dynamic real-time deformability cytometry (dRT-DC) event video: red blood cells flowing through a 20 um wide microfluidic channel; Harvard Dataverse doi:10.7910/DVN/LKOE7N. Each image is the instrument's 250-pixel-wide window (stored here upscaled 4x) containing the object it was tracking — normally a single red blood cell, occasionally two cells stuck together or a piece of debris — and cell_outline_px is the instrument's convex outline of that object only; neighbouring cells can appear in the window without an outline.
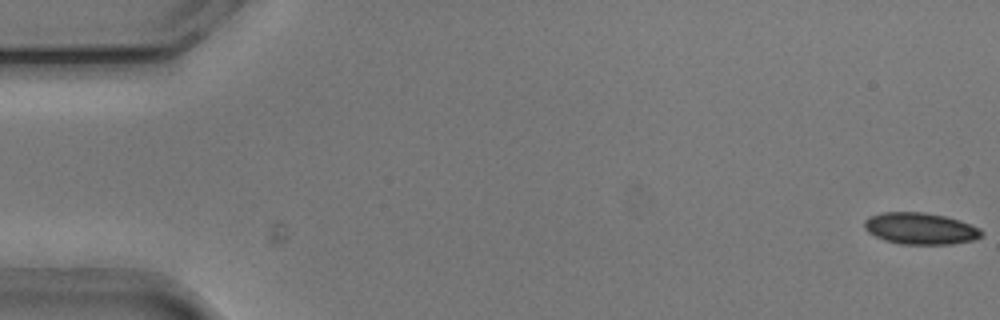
{"species": "common noctule bat (a hibernating species)", "species_latin": "Nyctalus noctula", "temperature_condition": "cold", "stored_images_in_passage": 11, "camera_frame_rate_fps": 3000, "um_per_image_px": 0.085, "animal": {"sex": "male", "body_mass_g": 20.5, "forearm_length_mm": 52.5}, "frame": {"image": 1, "passage_image": 1, "time_ms": 0.0, "image_size_px": [1000, 320], "cell_outline_px": [[984, 232], [980, 236], [972, 240], [952, 244], [900, 244], [884, 240], [868, 232], [864, 228], [864, 220], [872, 216], [884, 212], [924, 212], [944, 216], [960, 220], [980, 228]], "centroid_in_image_um": [78.23, 19.42], "position_along_channel_um": 6.8, "area_um2": 21.5}}